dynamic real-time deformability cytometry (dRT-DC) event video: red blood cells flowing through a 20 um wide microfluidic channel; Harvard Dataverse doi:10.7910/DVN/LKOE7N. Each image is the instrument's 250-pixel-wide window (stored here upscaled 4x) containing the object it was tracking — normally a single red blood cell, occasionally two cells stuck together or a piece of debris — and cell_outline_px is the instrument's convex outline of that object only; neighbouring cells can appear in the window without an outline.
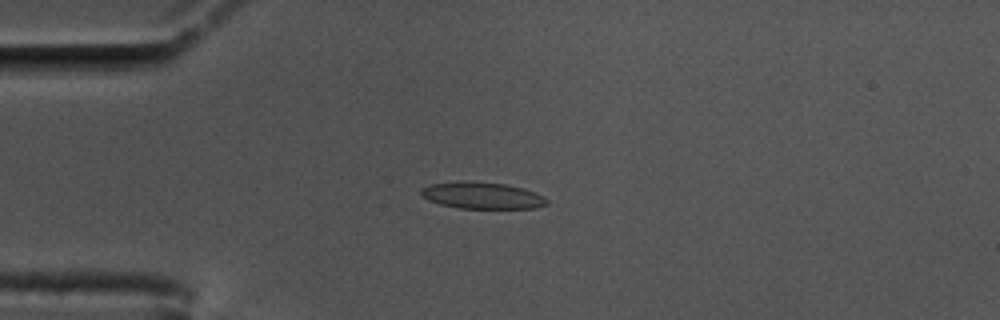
{"species": "common noctule bat (a hibernating species)", "species_latin": "Nyctalus noctula", "temperature_condition": "cold", "stored_images_in_passage": 45, "camera_frame_rate_fps": 3000, "um_per_image_px": 0.085, "animal": {"sex": "male", "body_mass_g": 17.5, "forearm_length_mm": 52.3}, "frame": {"image": 1, "passage_image": 7, "time_ms": 2.0, "image_size_px": [1000, 320], "cell_outline_px": [[548, 204], [536, 208], [460, 208], [440, 204], [428, 200], [420, 196], [420, 188], [428, 184], [464, 180], [504, 184], [524, 188], [536, 192], [544, 196], [548, 200]], "centroid_in_image_um": [40.95, 16.6], "position_along_channel_um": 44.0, "area_um2": 19.83}}
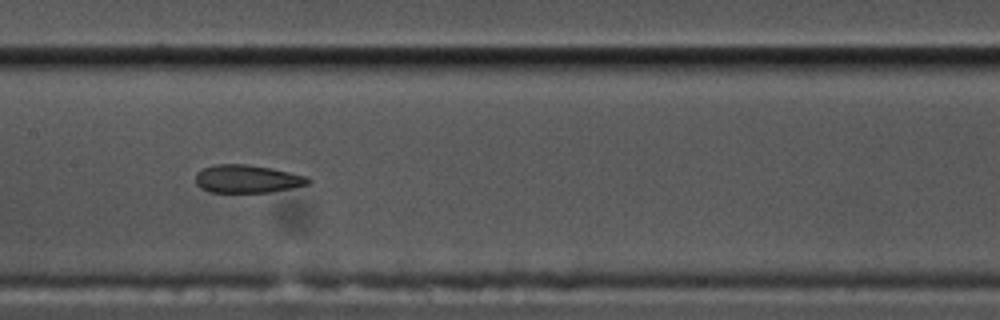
{"frame": {"image": 2, "passage_image": 21, "time_ms": 6.667, "image_size_px": [1000, 320], "cell_outline_px": [[312, 180], [308, 184], [292, 188], [268, 192], [208, 192], [200, 188], [196, 184], [196, 172], [204, 168], [216, 164], [244, 164], [272, 168], [308, 176]], "centroid_in_image_um": [21.02, 15.2], "position_along_channel_um": 186.4, "area_um2": 18.44}}
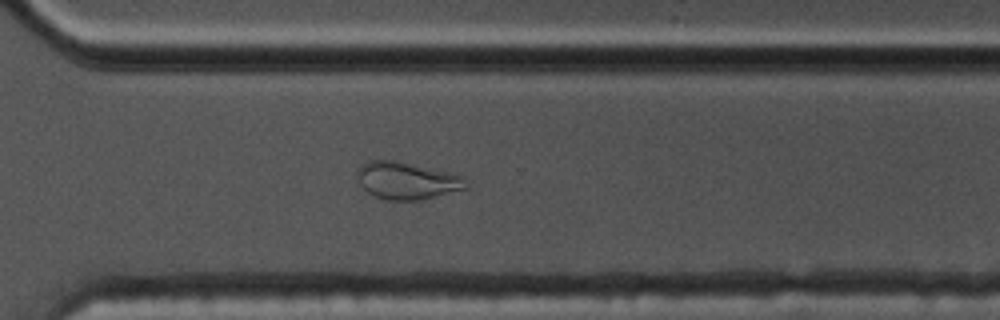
{"frame": {"image": 3, "passage_image": 34, "time_ms": 11.0, "image_size_px": [1000, 320], "cell_outline_px": [[468, 188], [420, 200], [388, 200], [376, 196], [368, 192], [360, 184], [356, 176], [356, 168], [368, 160], [396, 160], [452, 172], [464, 176], [468, 184]], "centroid_in_image_um": [34.59, 15.33], "position_along_channel_um": 336.0, "area_um2": 23.93}, "authors_computed_cell_mechanics": {"area_um2": 19.1318, "velocity_mm_per_s": 3.4548, "shape_relaxation_time_tau1_ms": null, "shape_relaxation_time_tau2_ms": 1.9165, "deformation_change_tau1": null, "deformation_change_tau2": 0.0868}}